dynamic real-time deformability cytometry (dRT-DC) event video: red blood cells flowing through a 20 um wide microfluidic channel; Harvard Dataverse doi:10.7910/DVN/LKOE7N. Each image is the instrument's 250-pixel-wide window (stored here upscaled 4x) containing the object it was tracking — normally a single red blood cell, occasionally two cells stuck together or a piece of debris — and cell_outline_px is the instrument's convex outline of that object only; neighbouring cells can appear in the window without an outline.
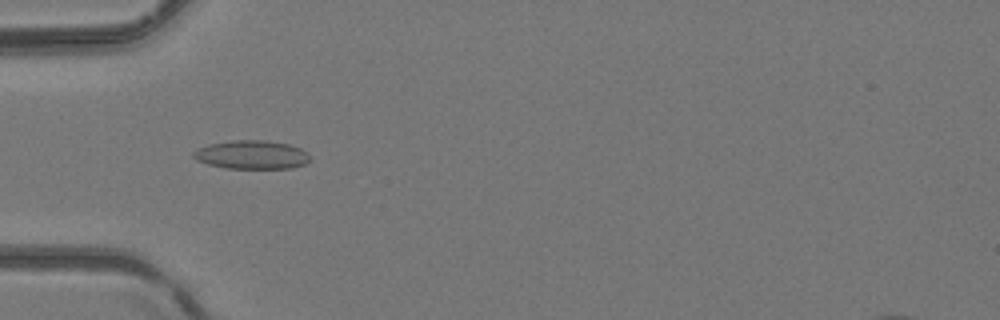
{"species": "common noctule bat (a hibernating species)", "species_latin": "Nyctalus noctula", "temperature_condition": "room temperature", "stored_images_in_passage": 5, "camera_frame_rate_fps": 3000, "um_per_image_px": 0.085, "animal": {"sex": "female", "body_mass_g": 24.6, "forearm_length_mm": 56.2}, "frame": {"image": 1, "passage_image": 5, "time_ms": 1.333, "image_size_px": [1000, 320], "cell_outline_px": [[312, 160], [304, 164], [292, 168], [224, 168], [208, 164], [196, 160], [192, 156], [192, 152], [196, 148], [208, 144], [232, 140], [264, 140], [288, 144], [300, 148], [308, 152]], "centroid_in_image_um": [21.38, 13.15], "position_along_channel_um": 63.6, "area_um2": 19.65}}